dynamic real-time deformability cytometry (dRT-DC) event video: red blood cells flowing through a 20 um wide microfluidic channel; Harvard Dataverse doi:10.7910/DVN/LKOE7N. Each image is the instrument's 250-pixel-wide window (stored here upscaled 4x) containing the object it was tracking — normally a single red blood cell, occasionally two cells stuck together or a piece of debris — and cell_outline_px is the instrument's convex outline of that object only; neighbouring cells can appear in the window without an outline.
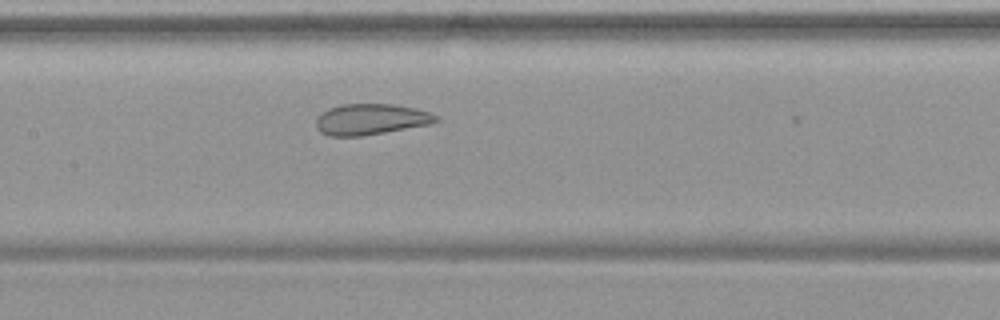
{"species": "common noctule bat (a hibernating species)", "species_latin": "Nyctalus noctula", "temperature_condition": "warm", "stored_images_in_passage": 23, "camera_frame_rate_fps": 3000, "um_per_image_px": 0.085, "animal": {"sex": "female", "body_mass_g": 19.9}, "frame": {"image": 1, "passage_image": 19, "time_ms": 6.0, "image_size_px": [1000, 320], "cell_outline_px": [[440, 120], [432, 124], [360, 136], [328, 136], [320, 132], [316, 128], [316, 120], [328, 108], [340, 104], [392, 104], [416, 108], [428, 112], [436, 116]], "centroid_in_image_um": [31.52, 10.14], "position_along_channel_um": 175.9, "area_um2": 21.56}}
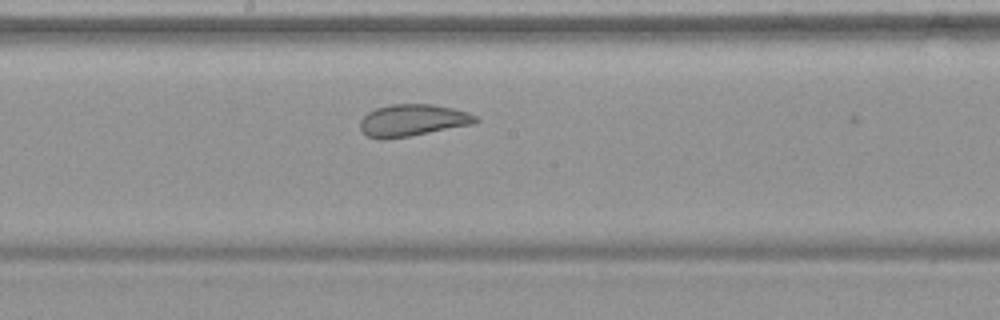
{"frame": {"image": 2, "passage_image": 22, "time_ms": 7.0, "image_size_px": [1000, 320], "cell_outline_px": [[480, 120], [476, 124], [408, 136], [384, 140], [380, 140], [368, 136], [360, 128], [360, 120], [368, 112], [376, 108], [392, 104], [432, 104], [452, 108], [468, 112], [476, 116]], "centroid_in_image_um": [35.09, 10.23], "position_along_channel_um": 213.1, "area_um2": 21.56}}